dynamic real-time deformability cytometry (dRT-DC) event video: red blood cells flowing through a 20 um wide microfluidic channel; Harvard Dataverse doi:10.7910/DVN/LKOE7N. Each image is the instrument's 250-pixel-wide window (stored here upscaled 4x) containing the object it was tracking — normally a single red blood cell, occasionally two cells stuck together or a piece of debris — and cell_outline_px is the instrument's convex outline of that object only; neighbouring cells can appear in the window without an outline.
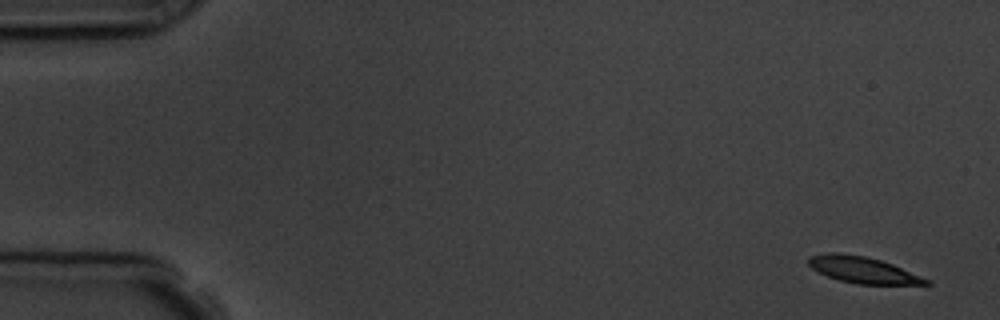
{"species": "common noctule bat (a hibernating species)", "species_latin": "Nyctalus noctula", "temperature_condition": "room temperature", "stored_images_in_passage": 5, "camera_frame_rate_fps": 3000, "um_per_image_px": 0.085, "animal": {"sex": "male", "body_mass_g": 19.5, "forearm_length_mm": 54.6}, "frame": {"image": 1, "passage_image": 1, "time_ms": 0.0, "image_size_px": [1000, 320], "cell_outline_px": [[932, 284], [856, 284], [840, 280], [828, 276], [812, 268], [808, 264], [808, 256], [828, 252], [836, 252], [864, 256], [880, 260], [892, 264], [932, 280]], "centroid_in_image_um": [73.36, 22.94], "position_along_channel_um": 11.6, "area_um2": 17.98}}
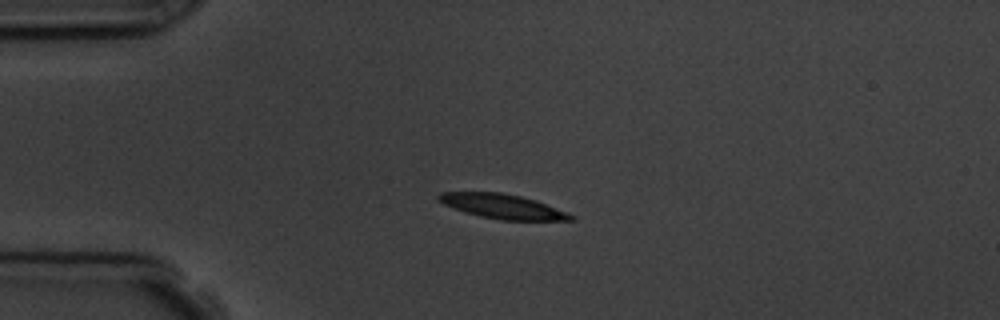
{"frame": {"image": 2, "passage_image": 4, "time_ms": 3.667, "image_size_px": [1000, 320], "cell_outline_px": [[576, 220], [500, 220], [480, 216], [464, 212], [452, 208], [436, 200], [436, 196], [440, 192], [500, 192], [520, 196], [536, 200], [568, 212], [576, 216]], "centroid_in_image_um": [42.71, 17.54], "position_along_channel_um": 42.3, "area_um2": 19.07}}